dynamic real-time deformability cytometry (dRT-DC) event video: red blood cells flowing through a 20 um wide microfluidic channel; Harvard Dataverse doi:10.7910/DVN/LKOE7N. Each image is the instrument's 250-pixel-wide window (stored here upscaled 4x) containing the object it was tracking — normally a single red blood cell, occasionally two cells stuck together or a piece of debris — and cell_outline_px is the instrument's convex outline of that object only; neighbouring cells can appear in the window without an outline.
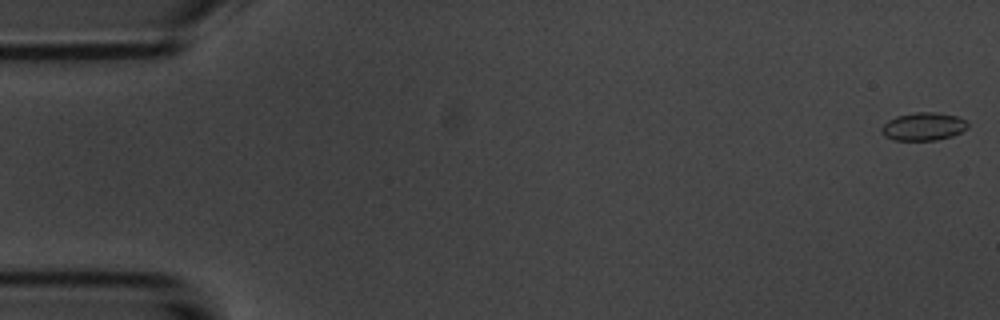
{"species": "common noctule bat (a hibernating species)", "species_latin": "Nyctalus noctula", "temperature_condition": "room temperature", "stored_images_in_passage": 5, "segment_of_instrument_passage": [2, 2], "camera_frame_rate_fps": 3000, "um_per_image_px": 0.085, "animal": {"sex": "male", "body_mass_g": 20.1, "forearm_length_mm": 53.5}, "frame": {"image": 1, "passage_image": 5, "time_ms": 5.667, "image_size_px": [1000, 320], "cell_outline_px": [[968, 128], [952, 136], [936, 140], [892, 140], [884, 136], [880, 132], [880, 128], [888, 120], [896, 116], [916, 112], [936, 112], [956, 116], [964, 120], [968, 124]], "centroid_in_image_um": [78.45, 10.76], "position_along_channel_um": 6.5, "area_um2": 14.1}}